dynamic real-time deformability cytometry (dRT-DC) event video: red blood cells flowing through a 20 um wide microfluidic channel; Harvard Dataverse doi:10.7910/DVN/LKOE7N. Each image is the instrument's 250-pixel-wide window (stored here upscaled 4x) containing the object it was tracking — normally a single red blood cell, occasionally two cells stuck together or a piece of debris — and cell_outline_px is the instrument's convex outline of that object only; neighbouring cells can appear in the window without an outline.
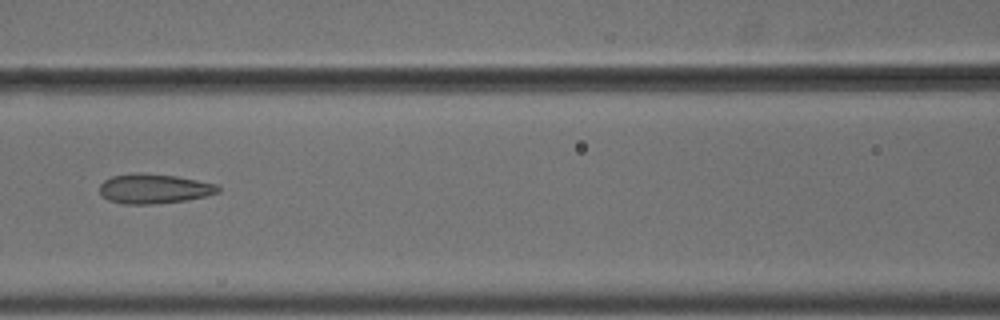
{"species": "common noctule bat (a hibernating species)", "species_latin": "Nyctalus noctula", "temperature_condition": "cold", "stored_images_in_passage": 7, "camera_frame_rate_fps": 3000, "um_per_image_px": 0.085, "animal": {"sex": "male", "body_mass_g": 18.8}, "frame": {"image": 1, "passage_image": 7, "time_ms": 2.0, "image_size_px": [1000, 320], "cell_outline_px": [[220, 192], [208, 196], [188, 200], [152, 204], [124, 204], [108, 200], [100, 196], [100, 184], [104, 180], [112, 176], [132, 172], [140, 172], [176, 176], [216, 184], [220, 188]], "centroid_in_image_um": [13.07, 16.04], "position_along_channel_um": 153.5, "area_um2": 20.75}}